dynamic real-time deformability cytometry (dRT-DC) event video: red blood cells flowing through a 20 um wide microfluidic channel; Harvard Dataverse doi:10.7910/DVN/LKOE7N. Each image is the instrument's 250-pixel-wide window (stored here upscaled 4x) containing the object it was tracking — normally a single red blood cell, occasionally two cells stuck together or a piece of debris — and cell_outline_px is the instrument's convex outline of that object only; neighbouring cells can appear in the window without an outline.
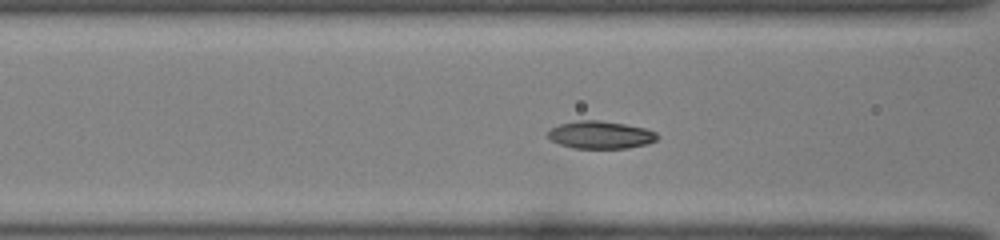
{"species": "common noctule bat (a hibernating species)", "species_latin": "Nyctalus noctula", "temperature_condition": "room temperature", "stored_images_in_passage": 42, "camera_frame_rate_fps": 3000, "um_per_image_px": 0.085, "animal": {"sex": "female", "body_mass_g": 22.0, "forearm_length_mm": 56.7}, "frame": {"image": 1, "passage_image": 13, "time_ms": 4.0, "image_size_px": [1000, 240], "cell_outline_px": [[660, 136], [656, 140], [648, 144], [628, 148], [572, 148], [560, 144], [552, 140], [548, 136], [548, 132], [552, 128], [560, 124], [576, 120], [600, 120], [624, 124], [644, 128], [656, 132]], "centroid_in_image_um": [51.07, 11.46], "position_along_channel_um": 115.5, "area_um2": 17.57}}
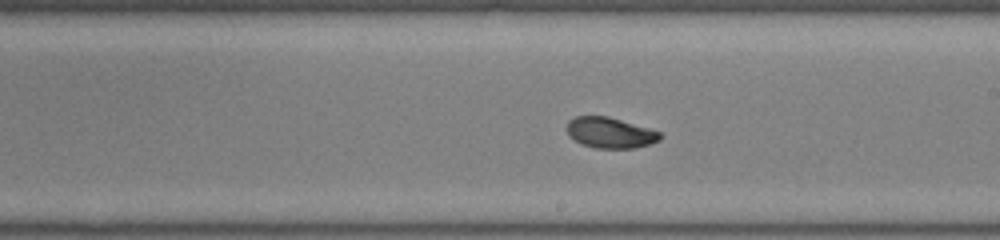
{"frame": {"image": 2, "passage_image": 22, "time_ms": 7.0, "image_size_px": [1000, 240], "cell_outline_px": [[664, 136], [660, 140], [636, 148], [596, 148], [580, 144], [568, 136], [568, 120], [576, 116], [608, 116], [648, 128], [660, 132]], "centroid_in_image_um": [51.86, 11.29], "position_along_channel_um": 237.1, "area_um2": 16.7}}
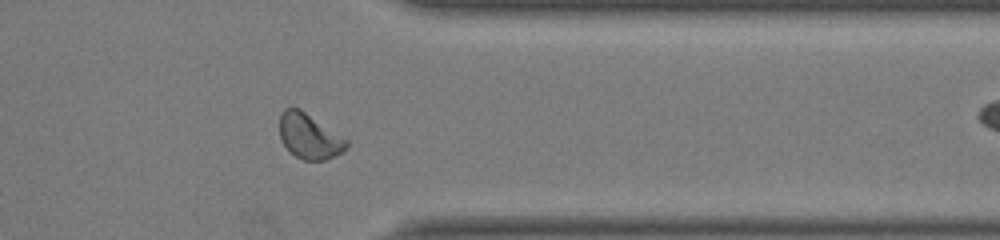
{"frame": {"image": 3, "passage_image": 33, "time_ms": 10.667, "image_size_px": [1000, 240], "cell_outline_px": [[348, 148], [324, 160], [304, 160], [288, 152], [280, 140], [280, 116], [284, 108], [300, 108], [348, 140]], "centroid_in_image_um": [26.26, 11.58], "position_along_channel_um": 385.1, "area_um2": 17.57}, "authors_computed_cell_mechanics": {"area_um2": 17.1377, "velocity_mm_per_s": 4.0679, "shape_relaxation_time_tau1_ms": 3.1094, "shape_relaxation_time_tau2_ms": 1.6423, "deformation_change_tau1": 0.1443, "deformation_change_tau2": 0.058}}